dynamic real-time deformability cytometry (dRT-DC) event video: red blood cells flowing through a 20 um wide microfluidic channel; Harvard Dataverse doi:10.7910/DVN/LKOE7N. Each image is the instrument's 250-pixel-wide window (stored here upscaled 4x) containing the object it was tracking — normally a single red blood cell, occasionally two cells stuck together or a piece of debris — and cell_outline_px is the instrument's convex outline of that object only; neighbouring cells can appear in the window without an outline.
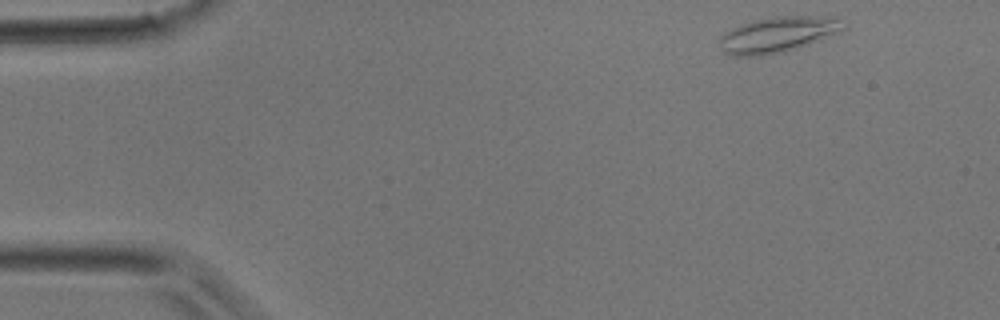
{"species": "common noctule bat (a hibernating species)", "species_latin": "Nyctalus noctula", "temperature_condition": "room temperature", "stored_images_in_passage": 2, "camera_frame_rate_fps": 3000, "um_per_image_px": 0.085, "animal": {"sex": "male", "body_mass_g": 17.9}, "frame": {"image": 1, "passage_image": 1, "time_ms": 0.0, "image_size_px": [1000, 320], "cell_outline_px": [[844, 28], [796, 48], [784, 52], [760, 56], [732, 56], [724, 52], [720, 48], [720, 36], [724, 32], [740, 24], [756, 20], [780, 16], [832, 16]], "centroid_in_image_um": [65.96, 2.95], "position_along_channel_um": 19.0, "area_um2": 24.97}}